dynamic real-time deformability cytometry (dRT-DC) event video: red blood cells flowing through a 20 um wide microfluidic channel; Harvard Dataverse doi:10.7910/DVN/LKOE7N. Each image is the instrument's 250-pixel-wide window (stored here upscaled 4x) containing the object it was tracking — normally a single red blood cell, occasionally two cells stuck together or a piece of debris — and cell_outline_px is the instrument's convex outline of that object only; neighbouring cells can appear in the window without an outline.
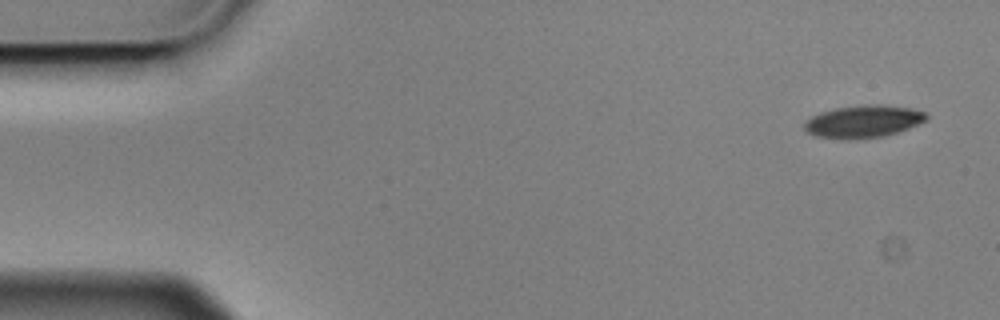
{"species": "Egyptian fruit bat (a non-hibernating species)", "species_latin": "Rousettus aegyptiacus", "temperature_condition": "cold", "stored_images_in_passage": 9, "camera_frame_rate_fps": 3000, "um_per_image_px": 0.085, "animal": {"sex": "male"}, "frame": {"image": 1, "passage_image": 1, "time_ms": 0.0, "image_size_px": [1000, 320], "cell_outline_px": [[928, 116], [924, 120], [908, 128], [884, 136], [848, 140], [816, 136], [808, 132], [804, 128], [804, 124], [812, 116], [820, 112], [836, 108], [868, 104], [884, 104], [912, 108], [924, 112]], "centroid_in_image_um": [73.37, 10.32], "position_along_channel_um": 11.6, "area_um2": 22.89}}
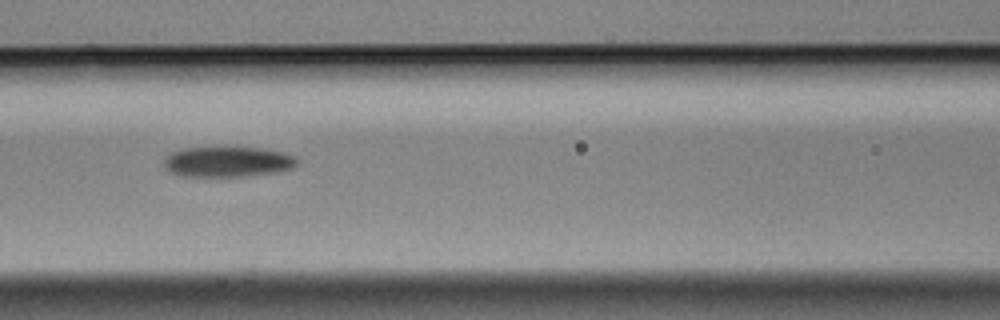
{"frame": {"image": 2, "passage_image": 6, "time_ms": 1.667, "image_size_px": [1000, 320], "cell_outline_px": [[296, 164], [292, 168], [276, 172], [248, 176], [180, 176], [168, 172], [164, 168], [164, 160], [172, 152], [184, 148], [260, 148], [284, 152], [296, 156]], "centroid_in_image_um": [19.33, 13.76], "position_along_channel_um": 147.3, "area_um2": 23.47}}
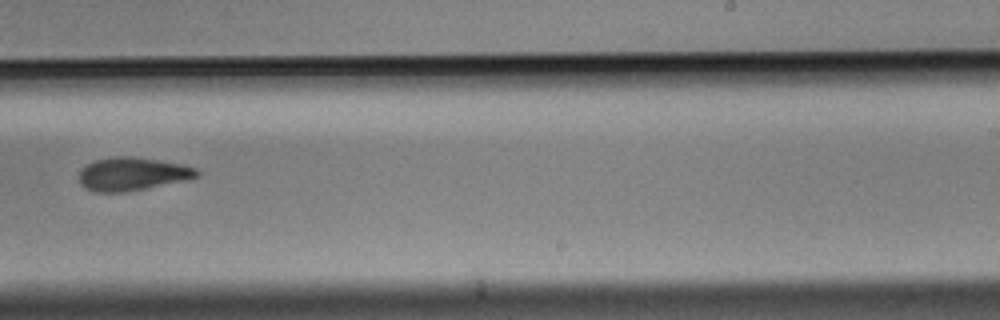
{"frame": {"image": 3, "passage_image": 9, "time_ms": 2.667, "image_size_px": [1000, 320], "cell_outline_px": [[200, 176], [188, 180], [128, 192], [96, 192], [80, 184], [80, 172], [92, 160], [116, 156], [132, 156], [184, 164], [196, 168], [200, 172]], "centroid_in_image_um": [11.31, 14.78], "position_along_channel_um": 277.7, "area_um2": 22.95}}